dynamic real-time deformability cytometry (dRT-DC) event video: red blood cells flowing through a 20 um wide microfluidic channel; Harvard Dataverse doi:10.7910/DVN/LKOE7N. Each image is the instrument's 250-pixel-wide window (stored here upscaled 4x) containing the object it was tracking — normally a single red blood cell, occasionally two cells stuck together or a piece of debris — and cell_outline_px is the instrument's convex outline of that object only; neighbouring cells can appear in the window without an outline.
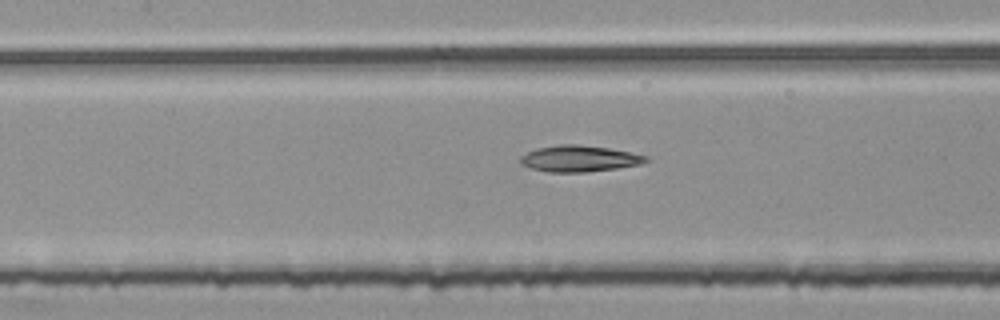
{"species": "common noctule bat (a hibernating species)", "species_latin": "Nyctalus noctula", "temperature_condition": "room temperature", "stored_images_in_passage": 53, "segment_of_instrument_passage": [2, 2], "camera_frame_rate_fps": 3000, "um_per_image_px": 0.085, "animal": {"sex": "female", "body_mass_g": 25.1}, "frame": {"image": 1, "passage_image": 24, "time_ms": 7.667, "image_size_px": [1000, 320], "cell_outline_px": [[648, 160], [640, 164], [616, 168], [584, 172], [548, 172], [532, 168], [520, 164], [520, 156], [536, 148], [560, 144], [576, 144], [608, 148], [648, 156]], "centroid_in_image_um": [49.2, 13.48], "position_along_channel_um": 158.2, "area_um2": 19.02}}
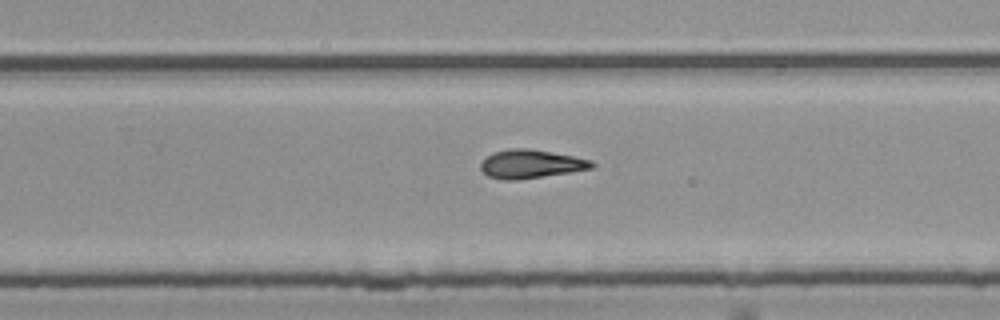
{"frame": {"image": 2, "passage_image": 34, "time_ms": 11.0, "image_size_px": [1000, 320], "cell_outline_px": [[596, 164], [592, 168], [568, 172], [516, 180], [504, 180], [488, 176], [480, 168], [480, 164], [484, 156], [492, 152], [512, 148], [528, 148], [572, 156], [592, 160]], "centroid_in_image_um": [45.06, 13.93], "position_along_channel_um": 284.7, "area_um2": 18.38}}
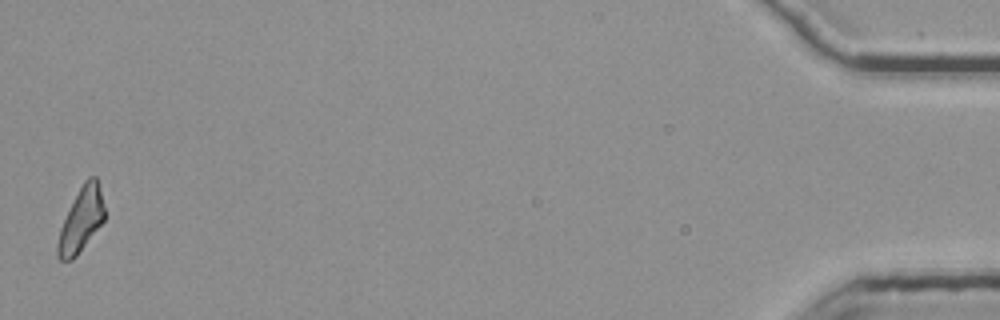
{"frame": {"image": 3, "passage_image": 53, "time_ms": 17.333, "image_size_px": [1000, 320], "cell_outline_px": [[104, 220], [76, 256], [72, 260], [60, 260], [56, 256], [56, 244], [60, 228], [84, 180], [88, 176], [96, 176], [100, 188], [104, 208]], "centroid_in_image_um": [6.88, 18.71], "position_along_channel_um": 428.3, "area_um2": 17.11}}